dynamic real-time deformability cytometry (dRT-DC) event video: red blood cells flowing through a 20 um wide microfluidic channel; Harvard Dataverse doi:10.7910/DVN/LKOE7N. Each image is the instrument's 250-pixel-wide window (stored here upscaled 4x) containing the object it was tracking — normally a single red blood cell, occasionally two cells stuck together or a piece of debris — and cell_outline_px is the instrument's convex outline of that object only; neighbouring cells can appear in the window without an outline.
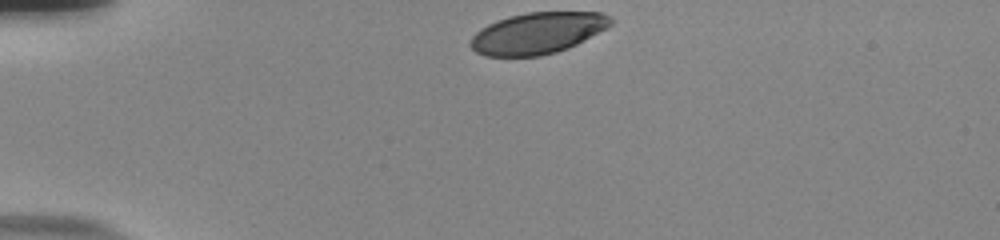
{"species": "human", "species_latin": "Homo sapiens", "temperature_condition": "room temperature", "stored_images_in_passage": 35, "camera_frame_rate_fps": 3000, "um_per_image_px": 0.085, "donor": {"sex": "male"}, "frame": {"image": 1, "passage_image": 1, "time_ms": 0.0, "image_size_px": [1000, 240], "cell_outline_px": [[612, 24], [608, 28], [568, 48], [556, 52], [540, 56], [484, 56], [476, 52], [468, 44], [472, 36], [480, 28], [496, 20], [508, 16], [528, 12], [604, 12], [612, 16]], "centroid_in_image_um": [45.7, 2.81], "position_along_channel_um": 39.3, "area_um2": 34.1}}
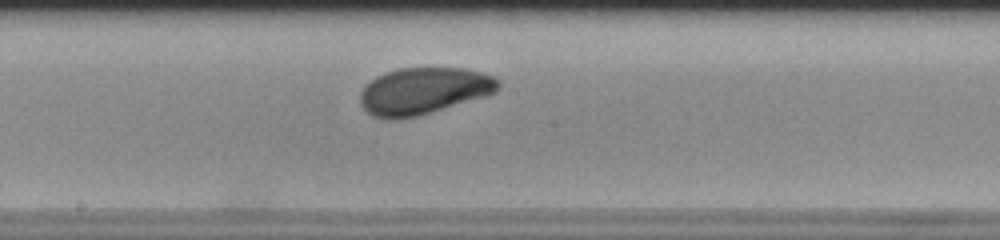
{"frame": {"image": 2, "passage_image": 19, "time_ms": 6.0, "image_size_px": [1000, 240], "cell_outline_px": [[500, 84], [496, 92], [488, 96], [432, 112], [416, 116], [396, 120], [388, 120], [372, 116], [360, 104], [360, 92], [364, 84], [376, 76], [384, 72], [400, 68], [464, 68], [480, 72], [492, 76], [500, 80]], "centroid_in_image_um": [35.99, 7.74], "position_along_channel_um": 212.2, "area_um2": 38.09}}
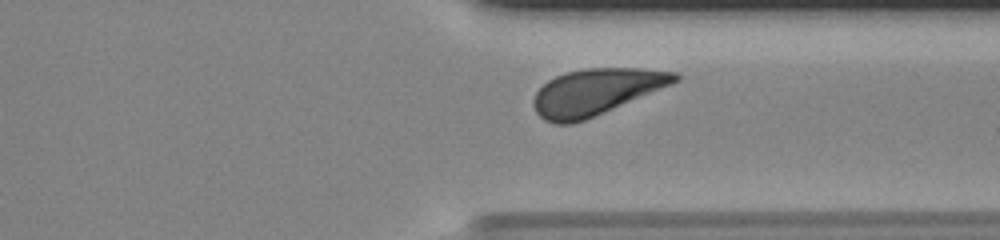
{"frame": {"image": 3, "passage_image": 31, "time_ms": 10.0, "image_size_px": [1000, 240], "cell_outline_px": [[680, 80], [672, 84], [584, 120], [572, 124], [556, 124], [544, 120], [536, 112], [532, 104], [532, 100], [536, 92], [548, 80], [556, 76], [568, 72], [584, 68], [640, 68], [676, 72], [680, 76]], "centroid_in_image_um": [50.64, 7.8], "position_along_channel_um": 360.8, "area_um2": 37.8}, "authors_computed_cell_mechanics": {"area_um2": 37.3966, "velocity_mm_per_s": 3.709, "shape_relaxation_time_tau1_ms": 2.086, "shape_relaxation_time_tau2_ms": null, "deformation_change_tau1": 0.1097, "deformation_change_tau2": null}}